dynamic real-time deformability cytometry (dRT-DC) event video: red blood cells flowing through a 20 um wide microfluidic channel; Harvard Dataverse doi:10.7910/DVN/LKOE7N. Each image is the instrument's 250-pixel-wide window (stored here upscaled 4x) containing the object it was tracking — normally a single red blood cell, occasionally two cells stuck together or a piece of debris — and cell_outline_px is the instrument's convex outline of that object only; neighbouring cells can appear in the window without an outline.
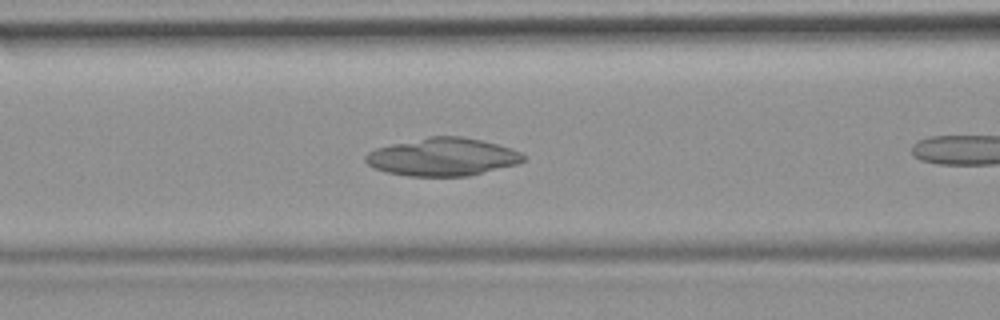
{"species": "common noctule bat (a hibernating species)", "species_latin": "Nyctalus noctula", "temperature_condition": "room temperature", "stored_images_in_passage": 10, "camera_frame_rate_fps": 3000, "um_per_image_px": 0.085, "animal": {"sex": "female", "body_mass_g": 19.9}, "frame": {"image": 1, "passage_image": 9, "time_ms": 2.667, "image_size_px": [1000, 320], "cell_outline_px": [[528, 156], [524, 160], [516, 164], [468, 176], [408, 176], [388, 172], [372, 168], [364, 160], [364, 156], [368, 152], [376, 148], [392, 144], [428, 136], [460, 136], [480, 140], [512, 148]], "centroid_in_image_um": [37.61, 13.34], "position_along_channel_um": 129.0, "area_um2": 34.8}}